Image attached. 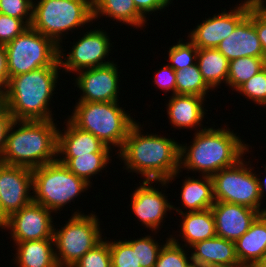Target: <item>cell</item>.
Instances as JSON below:
<instances>
[{
  "mask_svg": "<svg viewBox=\"0 0 266 267\" xmlns=\"http://www.w3.org/2000/svg\"><path fill=\"white\" fill-rule=\"evenodd\" d=\"M254 27L266 55V14L259 7H254Z\"/></svg>",
  "mask_w": 266,
  "mask_h": 267,
  "instance_id": "42",
  "label": "cell"
},
{
  "mask_svg": "<svg viewBox=\"0 0 266 267\" xmlns=\"http://www.w3.org/2000/svg\"><path fill=\"white\" fill-rule=\"evenodd\" d=\"M152 237L151 235H145L133 240L126 239L132 247H137L138 263L141 267H155L160 250L163 247Z\"/></svg>",
  "mask_w": 266,
  "mask_h": 267,
  "instance_id": "33",
  "label": "cell"
},
{
  "mask_svg": "<svg viewBox=\"0 0 266 267\" xmlns=\"http://www.w3.org/2000/svg\"><path fill=\"white\" fill-rule=\"evenodd\" d=\"M14 121H15L14 117L8 110L7 106L4 105L0 109V160L6 146V140L9 129Z\"/></svg>",
  "mask_w": 266,
  "mask_h": 267,
  "instance_id": "41",
  "label": "cell"
},
{
  "mask_svg": "<svg viewBox=\"0 0 266 267\" xmlns=\"http://www.w3.org/2000/svg\"><path fill=\"white\" fill-rule=\"evenodd\" d=\"M37 1V3H36ZM31 27L59 47L66 34L94 23L92 0H33ZM86 24V25H85ZM66 32V33H65ZM65 33V34H64ZM62 44V46H61Z\"/></svg>",
  "mask_w": 266,
  "mask_h": 267,
  "instance_id": "6",
  "label": "cell"
},
{
  "mask_svg": "<svg viewBox=\"0 0 266 267\" xmlns=\"http://www.w3.org/2000/svg\"><path fill=\"white\" fill-rule=\"evenodd\" d=\"M219 267H253V266H250V265H247V264H243L241 262H238V263L233 264V265L219 266Z\"/></svg>",
  "mask_w": 266,
  "mask_h": 267,
  "instance_id": "47",
  "label": "cell"
},
{
  "mask_svg": "<svg viewBox=\"0 0 266 267\" xmlns=\"http://www.w3.org/2000/svg\"><path fill=\"white\" fill-rule=\"evenodd\" d=\"M75 211L60 229L53 230L58 267H72L85 253L104 238L97 215Z\"/></svg>",
  "mask_w": 266,
  "mask_h": 267,
  "instance_id": "8",
  "label": "cell"
},
{
  "mask_svg": "<svg viewBox=\"0 0 266 267\" xmlns=\"http://www.w3.org/2000/svg\"><path fill=\"white\" fill-rule=\"evenodd\" d=\"M32 169L0 162L1 223L33 201Z\"/></svg>",
  "mask_w": 266,
  "mask_h": 267,
  "instance_id": "15",
  "label": "cell"
},
{
  "mask_svg": "<svg viewBox=\"0 0 266 267\" xmlns=\"http://www.w3.org/2000/svg\"><path fill=\"white\" fill-rule=\"evenodd\" d=\"M140 122L130 129L122 149L115 155L128 173L141 174L143 181L173 183L180 170V143L174 138L141 132ZM143 133V134H142ZM145 177V178H144Z\"/></svg>",
  "mask_w": 266,
  "mask_h": 267,
  "instance_id": "1",
  "label": "cell"
},
{
  "mask_svg": "<svg viewBox=\"0 0 266 267\" xmlns=\"http://www.w3.org/2000/svg\"><path fill=\"white\" fill-rule=\"evenodd\" d=\"M16 254L13 264L18 267H58L55 257L54 240L42 239L14 244Z\"/></svg>",
  "mask_w": 266,
  "mask_h": 267,
  "instance_id": "24",
  "label": "cell"
},
{
  "mask_svg": "<svg viewBox=\"0 0 266 267\" xmlns=\"http://www.w3.org/2000/svg\"><path fill=\"white\" fill-rule=\"evenodd\" d=\"M173 0H133L136 9L149 20V17L152 13L166 9Z\"/></svg>",
  "mask_w": 266,
  "mask_h": 267,
  "instance_id": "40",
  "label": "cell"
},
{
  "mask_svg": "<svg viewBox=\"0 0 266 267\" xmlns=\"http://www.w3.org/2000/svg\"><path fill=\"white\" fill-rule=\"evenodd\" d=\"M205 101H207L206 98L196 95L174 94L170 96L166 104L170 124L179 129L195 128V132L205 129L207 126L202 125L207 114L205 111L208 112L204 108Z\"/></svg>",
  "mask_w": 266,
  "mask_h": 267,
  "instance_id": "19",
  "label": "cell"
},
{
  "mask_svg": "<svg viewBox=\"0 0 266 267\" xmlns=\"http://www.w3.org/2000/svg\"><path fill=\"white\" fill-rule=\"evenodd\" d=\"M266 66V58L240 57L229 61L227 88L235 91L240 85Z\"/></svg>",
  "mask_w": 266,
  "mask_h": 267,
  "instance_id": "29",
  "label": "cell"
},
{
  "mask_svg": "<svg viewBox=\"0 0 266 267\" xmlns=\"http://www.w3.org/2000/svg\"><path fill=\"white\" fill-rule=\"evenodd\" d=\"M60 70L43 67L10 78L4 98L15 120H54L49 106Z\"/></svg>",
  "mask_w": 266,
  "mask_h": 267,
  "instance_id": "4",
  "label": "cell"
},
{
  "mask_svg": "<svg viewBox=\"0 0 266 267\" xmlns=\"http://www.w3.org/2000/svg\"><path fill=\"white\" fill-rule=\"evenodd\" d=\"M117 63L78 71L75 87L81 92L78 102L119 101L120 74ZM119 74V75H118Z\"/></svg>",
  "mask_w": 266,
  "mask_h": 267,
  "instance_id": "14",
  "label": "cell"
},
{
  "mask_svg": "<svg viewBox=\"0 0 266 267\" xmlns=\"http://www.w3.org/2000/svg\"><path fill=\"white\" fill-rule=\"evenodd\" d=\"M235 248L239 262L255 266L266 251V213L260 214L249 230L235 241Z\"/></svg>",
  "mask_w": 266,
  "mask_h": 267,
  "instance_id": "25",
  "label": "cell"
},
{
  "mask_svg": "<svg viewBox=\"0 0 266 267\" xmlns=\"http://www.w3.org/2000/svg\"><path fill=\"white\" fill-rule=\"evenodd\" d=\"M0 224H1V194H0Z\"/></svg>",
  "mask_w": 266,
  "mask_h": 267,
  "instance_id": "50",
  "label": "cell"
},
{
  "mask_svg": "<svg viewBox=\"0 0 266 267\" xmlns=\"http://www.w3.org/2000/svg\"><path fill=\"white\" fill-rule=\"evenodd\" d=\"M111 155L110 153H91V155H78V157L58 156L57 160L92 186L91 178L102 173V170L104 172L106 166L112 161Z\"/></svg>",
  "mask_w": 266,
  "mask_h": 267,
  "instance_id": "28",
  "label": "cell"
},
{
  "mask_svg": "<svg viewBox=\"0 0 266 267\" xmlns=\"http://www.w3.org/2000/svg\"><path fill=\"white\" fill-rule=\"evenodd\" d=\"M213 126L193 133L191 145L180 144V170L212 177L249 154L250 145L245 144L231 128L224 125L217 129L215 124Z\"/></svg>",
  "mask_w": 266,
  "mask_h": 267,
  "instance_id": "2",
  "label": "cell"
},
{
  "mask_svg": "<svg viewBox=\"0 0 266 267\" xmlns=\"http://www.w3.org/2000/svg\"><path fill=\"white\" fill-rule=\"evenodd\" d=\"M193 265L219 267L238 263L235 242L215 236L196 243L191 248Z\"/></svg>",
  "mask_w": 266,
  "mask_h": 267,
  "instance_id": "21",
  "label": "cell"
},
{
  "mask_svg": "<svg viewBox=\"0 0 266 267\" xmlns=\"http://www.w3.org/2000/svg\"><path fill=\"white\" fill-rule=\"evenodd\" d=\"M112 267H141L138 263L137 247H132L126 239L108 241Z\"/></svg>",
  "mask_w": 266,
  "mask_h": 267,
  "instance_id": "34",
  "label": "cell"
},
{
  "mask_svg": "<svg viewBox=\"0 0 266 267\" xmlns=\"http://www.w3.org/2000/svg\"><path fill=\"white\" fill-rule=\"evenodd\" d=\"M178 241L179 239L173 237V235L165 240L166 243L160 250L155 267H193L192 258L187 254L190 249H187ZM188 255L189 257H187Z\"/></svg>",
  "mask_w": 266,
  "mask_h": 267,
  "instance_id": "31",
  "label": "cell"
},
{
  "mask_svg": "<svg viewBox=\"0 0 266 267\" xmlns=\"http://www.w3.org/2000/svg\"><path fill=\"white\" fill-rule=\"evenodd\" d=\"M33 3V0H0V14L24 20L31 26Z\"/></svg>",
  "mask_w": 266,
  "mask_h": 267,
  "instance_id": "37",
  "label": "cell"
},
{
  "mask_svg": "<svg viewBox=\"0 0 266 267\" xmlns=\"http://www.w3.org/2000/svg\"><path fill=\"white\" fill-rule=\"evenodd\" d=\"M185 178L182 182L183 186H181L179 197L184 209L172 205V210L176 213H185V211L195 212L211 209L215 203L212 178L202 175H200V179L187 178V176Z\"/></svg>",
  "mask_w": 266,
  "mask_h": 267,
  "instance_id": "22",
  "label": "cell"
},
{
  "mask_svg": "<svg viewBox=\"0 0 266 267\" xmlns=\"http://www.w3.org/2000/svg\"><path fill=\"white\" fill-rule=\"evenodd\" d=\"M176 73V94L196 95L207 98L212 89L204 81L197 63ZM207 94V95H206Z\"/></svg>",
  "mask_w": 266,
  "mask_h": 267,
  "instance_id": "30",
  "label": "cell"
},
{
  "mask_svg": "<svg viewBox=\"0 0 266 267\" xmlns=\"http://www.w3.org/2000/svg\"><path fill=\"white\" fill-rule=\"evenodd\" d=\"M179 39L175 45L169 47L168 64L175 70H181L197 63L198 48L190 40Z\"/></svg>",
  "mask_w": 266,
  "mask_h": 267,
  "instance_id": "32",
  "label": "cell"
},
{
  "mask_svg": "<svg viewBox=\"0 0 266 267\" xmlns=\"http://www.w3.org/2000/svg\"><path fill=\"white\" fill-rule=\"evenodd\" d=\"M235 91L262 107L266 103V66Z\"/></svg>",
  "mask_w": 266,
  "mask_h": 267,
  "instance_id": "35",
  "label": "cell"
},
{
  "mask_svg": "<svg viewBox=\"0 0 266 267\" xmlns=\"http://www.w3.org/2000/svg\"><path fill=\"white\" fill-rule=\"evenodd\" d=\"M229 61L240 57L266 58L254 27V7L233 32L216 47Z\"/></svg>",
  "mask_w": 266,
  "mask_h": 267,
  "instance_id": "18",
  "label": "cell"
},
{
  "mask_svg": "<svg viewBox=\"0 0 266 267\" xmlns=\"http://www.w3.org/2000/svg\"><path fill=\"white\" fill-rule=\"evenodd\" d=\"M92 6L94 21L100 19L101 16H106V18H112L113 21L116 20L117 23L140 29H143L148 21L136 9L133 0H92Z\"/></svg>",
  "mask_w": 266,
  "mask_h": 267,
  "instance_id": "26",
  "label": "cell"
},
{
  "mask_svg": "<svg viewBox=\"0 0 266 267\" xmlns=\"http://www.w3.org/2000/svg\"><path fill=\"white\" fill-rule=\"evenodd\" d=\"M156 75L153 76L155 87H158V89H161L165 92L170 93L172 91L171 95L176 94V73L175 70L166 63L161 67L159 70H156Z\"/></svg>",
  "mask_w": 266,
  "mask_h": 267,
  "instance_id": "39",
  "label": "cell"
},
{
  "mask_svg": "<svg viewBox=\"0 0 266 267\" xmlns=\"http://www.w3.org/2000/svg\"><path fill=\"white\" fill-rule=\"evenodd\" d=\"M56 124L54 120H15L0 162L33 170L56 161L59 130Z\"/></svg>",
  "mask_w": 266,
  "mask_h": 267,
  "instance_id": "3",
  "label": "cell"
},
{
  "mask_svg": "<svg viewBox=\"0 0 266 267\" xmlns=\"http://www.w3.org/2000/svg\"><path fill=\"white\" fill-rule=\"evenodd\" d=\"M30 27L24 20L0 14V44L11 42Z\"/></svg>",
  "mask_w": 266,
  "mask_h": 267,
  "instance_id": "38",
  "label": "cell"
},
{
  "mask_svg": "<svg viewBox=\"0 0 266 267\" xmlns=\"http://www.w3.org/2000/svg\"><path fill=\"white\" fill-rule=\"evenodd\" d=\"M115 102H76L69 119L76 127L90 132L111 149L118 148V153L125 139L136 123L131 113Z\"/></svg>",
  "mask_w": 266,
  "mask_h": 267,
  "instance_id": "5",
  "label": "cell"
},
{
  "mask_svg": "<svg viewBox=\"0 0 266 267\" xmlns=\"http://www.w3.org/2000/svg\"><path fill=\"white\" fill-rule=\"evenodd\" d=\"M9 80L6 48L0 44V90L6 91Z\"/></svg>",
  "mask_w": 266,
  "mask_h": 267,
  "instance_id": "43",
  "label": "cell"
},
{
  "mask_svg": "<svg viewBox=\"0 0 266 267\" xmlns=\"http://www.w3.org/2000/svg\"><path fill=\"white\" fill-rule=\"evenodd\" d=\"M251 161L243 157L235 165L224 168L211 178L215 202L243 205L265 213L262 208L259 183Z\"/></svg>",
  "mask_w": 266,
  "mask_h": 267,
  "instance_id": "10",
  "label": "cell"
},
{
  "mask_svg": "<svg viewBox=\"0 0 266 267\" xmlns=\"http://www.w3.org/2000/svg\"><path fill=\"white\" fill-rule=\"evenodd\" d=\"M32 174L33 202L53 213L62 211L66 205L92 187L58 160L33 169Z\"/></svg>",
  "mask_w": 266,
  "mask_h": 267,
  "instance_id": "7",
  "label": "cell"
},
{
  "mask_svg": "<svg viewBox=\"0 0 266 267\" xmlns=\"http://www.w3.org/2000/svg\"><path fill=\"white\" fill-rule=\"evenodd\" d=\"M79 37L77 42L73 41V46L67 55L63 53L65 49L59 47V62L61 69L65 72L77 73L113 62L112 60L105 61L112 51L110 47L113 48L110 36L105 30L94 28L86 33L83 32V35H79Z\"/></svg>",
  "mask_w": 266,
  "mask_h": 267,
  "instance_id": "11",
  "label": "cell"
},
{
  "mask_svg": "<svg viewBox=\"0 0 266 267\" xmlns=\"http://www.w3.org/2000/svg\"><path fill=\"white\" fill-rule=\"evenodd\" d=\"M211 210L215 221L216 235L233 242L246 233L261 214L249 207L226 202H215Z\"/></svg>",
  "mask_w": 266,
  "mask_h": 267,
  "instance_id": "17",
  "label": "cell"
},
{
  "mask_svg": "<svg viewBox=\"0 0 266 267\" xmlns=\"http://www.w3.org/2000/svg\"><path fill=\"white\" fill-rule=\"evenodd\" d=\"M5 105L4 91L0 90V109Z\"/></svg>",
  "mask_w": 266,
  "mask_h": 267,
  "instance_id": "48",
  "label": "cell"
},
{
  "mask_svg": "<svg viewBox=\"0 0 266 267\" xmlns=\"http://www.w3.org/2000/svg\"><path fill=\"white\" fill-rule=\"evenodd\" d=\"M233 9L216 13L213 17L205 18L196 28L189 31V38L198 49L216 48L228 37L237 25L248 15L251 6L244 0L235 4ZM228 11V12H227Z\"/></svg>",
  "mask_w": 266,
  "mask_h": 267,
  "instance_id": "16",
  "label": "cell"
},
{
  "mask_svg": "<svg viewBox=\"0 0 266 267\" xmlns=\"http://www.w3.org/2000/svg\"><path fill=\"white\" fill-rule=\"evenodd\" d=\"M252 7H260L266 3V0H245Z\"/></svg>",
  "mask_w": 266,
  "mask_h": 267,
  "instance_id": "45",
  "label": "cell"
},
{
  "mask_svg": "<svg viewBox=\"0 0 266 267\" xmlns=\"http://www.w3.org/2000/svg\"><path fill=\"white\" fill-rule=\"evenodd\" d=\"M197 65L206 84L214 91L227 86L229 60L216 48L198 49Z\"/></svg>",
  "mask_w": 266,
  "mask_h": 267,
  "instance_id": "27",
  "label": "cell"
},
{
  "mask_svg": "<svg viewBox=\"0 0 266 267\" xmlns=\"http://www.w3.org/2000/svg\"><path fill=\"white\" fill-rule=\"evenodd\" d=\"M266 14V4L259 7Z\"/></svg>",
  "mask_w": 266,
  "mask_h": 267,
  "instance_id": "49",
  "label": "cell"
},
{
  "mask_svg": "<svg viewBox=\"0 0 266 267\" xmlns=\"http://www.w3.org/2000/svg\"><path fill=\"white\" fill-rule=\"evenodd\" d=\"M85 253L72 267H112L107 237Z\"/></svg>",
  "mask_w": 266,
  "mask_h": 267,
  "instance_id": "36",
  "label": "cell"
},
{
  "mask_svg": "<svg viewBox=\"0 0 266 267\" xmlns=\"http://www.w3.org/2000/svg\"><path fill=\"white\" fill-rule=\"evenodd\" d=\"M182 217L180 234L184 247L191 248L198 242L214 238L216 235L215 221L211 209L195 212L178 213Z\"/></svg>",
  "mask_w": 266,
  "mask_h": 267,
  "instance_id": "23",
  "label": "cell"
},
{
  "mask_svg": "<svg viewBox=\"0 0 266 267\" xmlns=\"http://www.w3.org/2000/svg\"><path fill=\"white\" fill-rule=\"evenodd\" d=\"M153 183H156L154 187ZM157 184L158 187L159 185L161 187L169 185L167 181L144 180L131 194V203L129 204L134 216L136 215L135 217L138 218L145 228H149L152 233L154 231L153 234L159 232L161 224L165 223L167 211L170 212L173 205L169 203L168 196L165 195L166 193L162 192V189L160 191L159 188L155 187Z\"/></svg>",
  "mask_w": 266,
  "mask_h": 267,
  "instance_id": "13",
  "label": "cell"
},
{
  "mask_svg": "<svg viewBox=\"0 0 266 267\" xmlns=\"http://www.w3.org/2000/svg\"><path fill=\"white\" fill-rule=\"evenodd\" d=\"M4 46L9 79L43 67H61L59 46L31 26Z\"/></svg>",
  "mask_w": 266,
  "mask_h": 267,
  "instance_id": "9",
  "label": "cell"
},
{
  "mask_svg": "<svg viewBox=\"0 0 266 267\" xmlns=\"http://www.w3.org/2000/svg\"><path fill=\"white\" fill-rule=\"evenodd\" d=\"M65 122L66 128L58 130L57 156L78 157L91 153H112L110 147L90 132L76 127L69 119Z\"/></svg>",
  "mask_w": 266,
  "mask_h": 267,
  "instance_id": "20",
  "label": "cell"
},
{
  "mask_svg": "<svg viewBox=\"0 0 266 267\" xmlns=\"http://www.w3.org/2000/svg\"><path fill=\"white\" fill-rule=\"evenodd\" d=\"M53 212L36 202H30L20 210L12 213L1 224V229L10 230L15 242L53 239Z\"/></svg>",
  "mask_w": 266,
  "mask_h": 267,
  "instance_id": "12",
  "label": "cell"
},
{
  "mask_svg": "<svg viewBox=\"0 0 266 267\" xmlns=\"http://www.w3.org/2000/svg\"><path fill=\"white\" fill-rule=\"evenodd\" d=\"M254 267H266V251L262 254L260 260L255 264Z\"/></svg>",
  "mask_w": 266,
  "mask_h": 267,
  "instance_id": "46",
  "label": "cell"
},
{
  "mask_svg": "<svg viewBox=\"0 0 266 267\" xmlns=\"http://www.w3.org/2000/svg\"><path fill=\"white\" fill-rule=\"evenodd\" d=\"M265 167V171H263V173L265 172L266 174V165H264ZM265 177L260 178L259 175L257 176L258 179V183H259V189H260V196H261V200L263 202H265L263 199V197H265L264 195L266 194V175H264ZM264 178V181L262 180Z\"/></svg>",
  "mask_w": 266,
  "mask_h": 267,
  "instance_id": "44",
  "label": "cell"
}]
</instances>
